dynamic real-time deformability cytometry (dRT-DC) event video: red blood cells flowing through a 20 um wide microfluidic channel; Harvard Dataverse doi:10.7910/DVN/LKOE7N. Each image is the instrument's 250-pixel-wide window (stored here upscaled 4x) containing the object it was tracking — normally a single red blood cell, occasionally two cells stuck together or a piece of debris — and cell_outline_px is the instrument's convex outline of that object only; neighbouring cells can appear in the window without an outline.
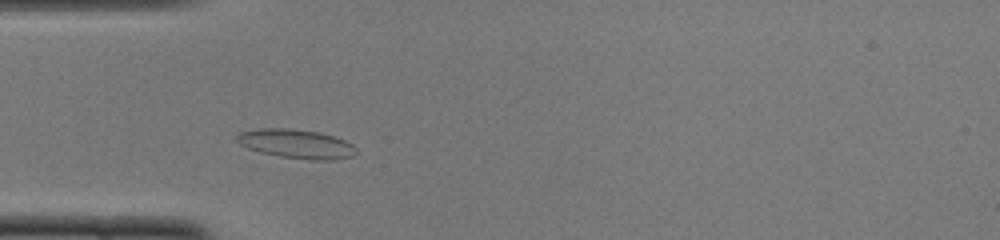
{"species": "common noctule bat (a hibernating species)", "species_latin": "Nyctalus noctula", "temperature_condition": "cold", "stored_images_in_passage": 38, "camera_frame_rate_fps": 3000, "um_per_image_px": 0.085, "animal": {"sex": "female", "body_mass_g": 22.0, "forearm_length_mm": 56.7}, "frame": {"image": 1, "passage_image": 3, "time_ms": 0.667, "image_size_px": [1000, 240], "cell_outline_px": [[356, 152], [352, 156], [332, 160], [312, 160], [280, 156], [260, 152], [248, 148], [240, 144], [236, 140], [236, 136], [240, 132], [260, 128], [288, 128], [320, 132], [344, 140], [352, 144], [356, 148]], "centroid_in_image_um": [25.18, 12.22], "position_along_channel_um": 59.8, "area_um2": 20.11}}
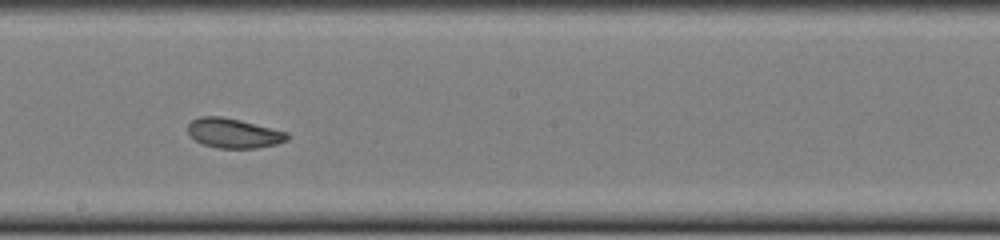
{"frame": {"image": 2, "passage_image": 16, "time_ms": 5.0, "image_size_px": [1000, 240], "cell_outline_px": [[288, 140], [276, 144], [256, 148], [216, 148], [204, 144], [196, 140], [188, 132], [188, 124], [192, 120], [200, 116], [220, 116], [240, 120], [288, 132]], "centroid_in_image_um": [19.86, 11.32], "position_along_channel_um": 228.3, "area_um2": 17.05}}
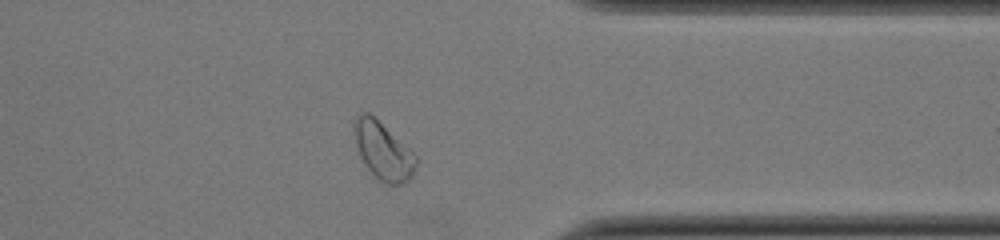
{"frame": {"image": 3, "passage_image": 28, "time_ms": 9.0, "image_size_px": [1000, 240], "cell_outline_px": [[416, 164], [412, 176], [408, 180], [400, 184], [384, 184], [364, 164], [360, 156], [356, 144], [352, 128], [356, 116], [360, 112], [368, 112], [408, 148], [416, 156]], "centroid_in_image_um": [32.52, 12.82], "position_along_channel_um": 378.9, "area_um2": 20.23}, "authors_computed_cell_mechanics": {"area_um2": 18.3804, "velocity_mm_per_s": 3.9437, "shape_relaxation_time_tau1_ms": 4.8186, "shape_relaxation_time_tau2_ms": 3.0558, "deformation_change_tau1": 0.1448, "deformation_change_tau2": 0.0802}}